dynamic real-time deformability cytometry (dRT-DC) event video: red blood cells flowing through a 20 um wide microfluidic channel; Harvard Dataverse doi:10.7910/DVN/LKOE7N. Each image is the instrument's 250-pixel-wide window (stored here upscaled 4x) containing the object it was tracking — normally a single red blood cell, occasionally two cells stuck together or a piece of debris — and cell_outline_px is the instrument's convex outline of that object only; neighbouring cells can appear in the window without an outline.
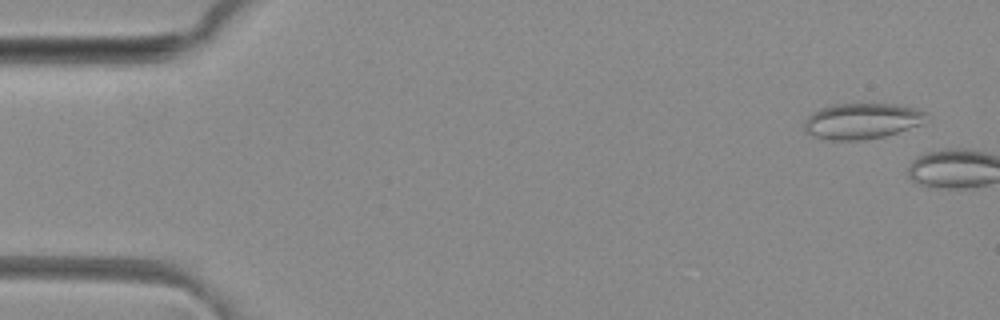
{"species": "common noctule bat (a hibernating species)", "species_latin": "Nyctalus noctula", "temperature_condition": "room temperature", "stored_images_in_passage": 5, "camera_frame_rate_fps": 3000, "um_per_image_px": 0.085, "animal": {"sex": "female", "body_mass_g": 29.2, "forearm_length_mm": 56.3}, "frame": {"image": 1, "passage_image": 3, "time_ms": 0.667, "image_size_px": [1000, 320], "cell_outline_px": [[924, 124], [884, 136], [864, 140], [828, 140], [816, 136], [808, 132], [804, 128], [804, 120], [812, 112], [820, 108], [832, 104], [896, 104], [916, 108], [924, 112]], "centroid_in_image_um": [73.25, 10.28], "position_along_channel_um": 11.8, "area_um2": 25.37}}